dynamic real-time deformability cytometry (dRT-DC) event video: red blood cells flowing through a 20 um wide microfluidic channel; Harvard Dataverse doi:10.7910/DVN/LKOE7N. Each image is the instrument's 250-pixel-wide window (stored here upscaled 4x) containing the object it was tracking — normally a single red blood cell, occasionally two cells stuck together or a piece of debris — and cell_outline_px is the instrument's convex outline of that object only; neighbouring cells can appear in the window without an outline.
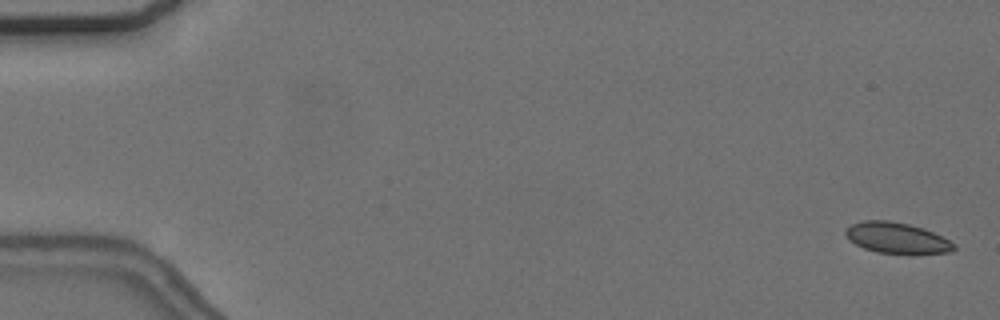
{"species": "common noctule bat (a hibernating species)", "species_latin": "Nyctalus noctula", "temperature_condition": "cold", "stored_images_in_passage": 57, "camera_frame_rate_fps": 3000, "um_per_image_px": 0.085, "animal": {"sex": "female", "body_mass_g": 24.6, "forearm_length_mm": 56.2}, "frame": {"image": 1, "passage_image": 2, "time_ms": 0.333, "image_size_px": [1000, 320], "cell_outline_px": [[956, 248], [952, 252], [876, 252], [864, 248], [848, 240], [844, 232], [852, 224], [864, 220], [888, 220], [908, 224], [924, 228], [956, 244]], "centroid_in_image_um": [76.19, 20.2], "position_along_channel_um": 8.8, "area_um2": 18.96}}
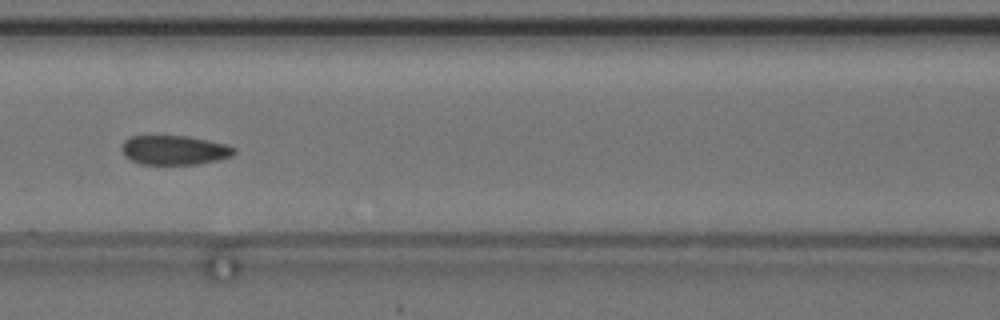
{"frame": {"image": 2, "passage_image": 26, "time_ms": 8.333, "image_size_px": [1000, 320], "cell_outline_px": [[236, 152], [232, 156], [216, 160], [196, 164], [140, 164], [124, 156], [120, 148], [124, 140], [132, 136], [188, 136], [224, 144], [236, 148]], "centroid_in_image_um": [14.79, 12.76], "position_along_channel_um": 151.8, "area_um2": 19.13}}
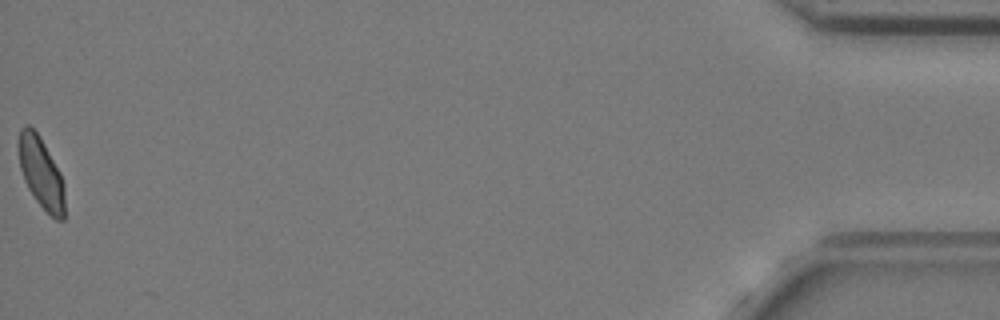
{"frame": {"image": 3, "passage_image": 57, "time_ms": 18.667, "image_size_px": [1000, 320], "cell_outline_px": [[64, 220], [56, 220], [36, 200], [28, 188], [24, 180], [20, 168], [16, 144], [20, 128], [24, 124], [28, 124], [40, 136], [60, 172], [64, 184]], "centroid_in_image_um": [3.46, 14.63], "position_along_channel_um": 431.7, "area_um2": 19.31}, "authors_computed_cell_mechanics": {"area_um2": 19.652, "velocity_mm_per_s": 3.6728, "shape_relaxation_time_tau1_ms": null, "shape_relaxation_time_tau2_ms": 1.6919, "deformation_change_tau1": null, "deformation_change_tau2": 0.0522}}